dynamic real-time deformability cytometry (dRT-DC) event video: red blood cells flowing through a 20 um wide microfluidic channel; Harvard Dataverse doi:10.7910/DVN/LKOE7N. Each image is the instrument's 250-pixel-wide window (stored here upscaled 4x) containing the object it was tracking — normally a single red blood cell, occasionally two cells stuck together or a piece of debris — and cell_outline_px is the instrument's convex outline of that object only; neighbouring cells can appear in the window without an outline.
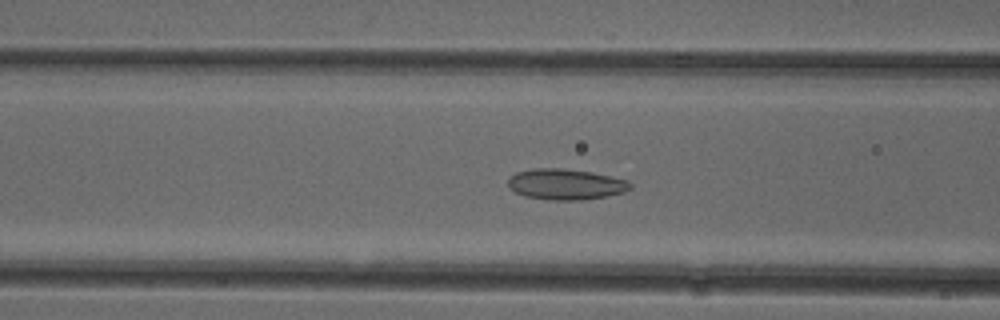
{"species": "common noctule bat (a hibernating species)", "species_latin": "Nyctalus noctula", "temperature_condition": "cold", "stored_images_in_passage": 52, "camera_frame_rate_fps": 3000, "um_per_image_px": 0.085, "animal": {"sex": "female"}, "frame": {"image": 1, "passage_image": 21, "time_ms": 6.667, "image_size_px": [1000, 320], "cell_outline_px": [[632, 188], [624, 192], [608, 196], [584, 200], [552, 200], [524, 196], [508, 188], [508, 180], [516, 172], [532, 168], [560, 168], [592, 172], [628, 180], [632, 184]], "centroid_in_image_um": [48.1, 15.66], "position_along_channel_um": 118.5, "area_um2": 22.08}}
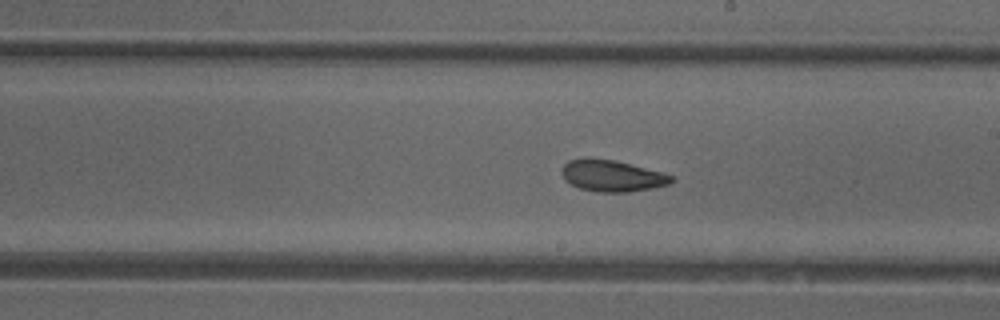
{"frame": {"image": 2, "passage_image": 30, "time_ms": 9.667, "image_size_px": [1000, 320], "cell_outline_px": [[676, 180], [668, 184], [652, 188], [628, 192], [596, 192], [580, 188], [564, 180], [560, 172], [564, 164], [568, 160], [612, 160], [660, 172], [672, 176]], "centroid_in_image_um": [52.01, 14.98], "position_along_channel_um": 237.0, "area_um2": 19.48}}
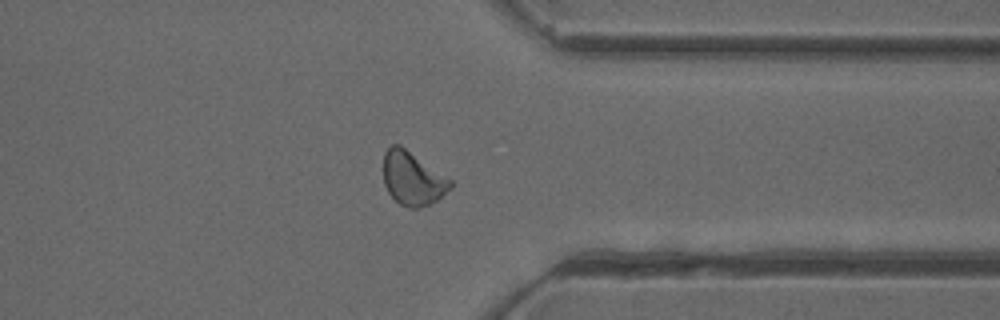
{"frame": {"image": 3, "passage_image": 41, "time_ms": 13.333, "image_size_px": [1000, 320], "cell_outline_px": [[452, 188], [436, 200], [420, 208], [408, 208], [400, 204], [388, 192], [384, 184], [384, 152], [392, 144], [400, 144], [452, 180]], "centroid_in_image_um": [35.07, 15.16], "position_along_channel_um": 376.3, "area_um2": 20.81}, "authors_computed_cell_mechanics": {"area_um2": 21.0392, "velocity_mm_per_s": 3.9434, "shape_relaxation_time_tau1_ms": null, "shape_relaxation_time_tau2_ms": 4.2071, "deformation_change_tau1": null, "deformation_change_tau2": 0.1089}}